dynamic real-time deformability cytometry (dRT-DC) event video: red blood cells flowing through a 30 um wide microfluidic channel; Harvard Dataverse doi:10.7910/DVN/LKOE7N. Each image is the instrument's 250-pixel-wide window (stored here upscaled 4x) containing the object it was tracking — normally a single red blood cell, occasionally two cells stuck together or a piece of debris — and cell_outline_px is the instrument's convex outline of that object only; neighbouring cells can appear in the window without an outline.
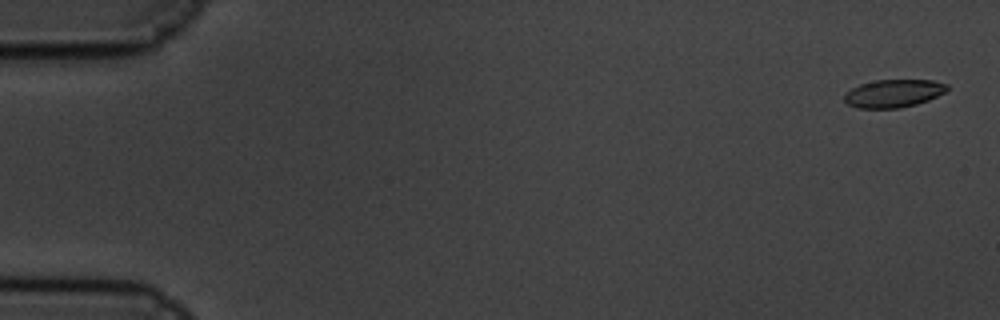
{"species": "common noctule bat (a hibernating species)", "species_latin": "Nyctalus noctula", "temperature_condition": "cold", "stored_images_in_passage": 61, "camera_frame_rate_fps": 3000, "um_per_image_px": 0.085, "animal": {"sex": "male", "body_mass_g": 19.5, "forearm_length_mm": 54.6}, "frame": {"image": 1, "passage_image": 2, "time_ms": 0.333, "image_size_px": [1000, 320], "cell_outline_px": [[948, 88], [944, 92], [928, 100], [916, 104], [900, 108], [856, 108], [848, 104], [844, 100], [844, 92], [860, 84], [876, 80], [932, 80], [948, 84]], "centroid_in_image_um": [75.92, 7.94], "position_along_channel_um": 9.1, "area_um2": 16.7}}
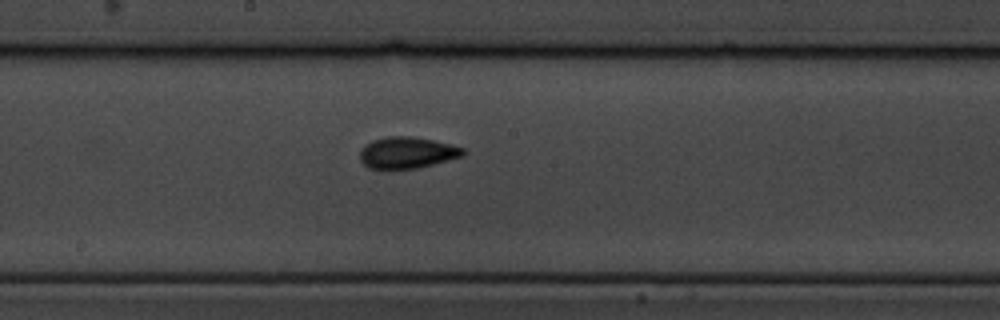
{"frame": {"image": 2, "passage_image": 33, "time_ms": 10.667, "image_size_px": [1000, 320], "cell_outline_px": [[464, 156], [416, 168], [368, 168], [360, 160], [360, 148], [364, 144], [372, 140], [388, 136], [412, 136], [452, 144], [464, 148]], "centroid_in_image_um": [34.58, 12.96], "position_along_channel_um": 213.6, "area_um2": 18.84}}
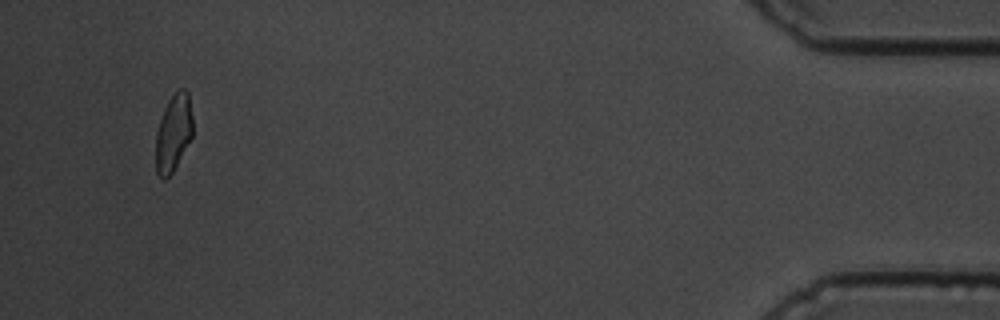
{"frame": {"image": 3, "passage_image": 58, "time_ms": 19.0, "image_size_px": [1000, 320], "cell_outline_px": [[192, 136], [172, 172], [164, 180], [156, 172], [156, 132], [164, 108], [168, 100], [180, 88], [184, 88], [188, 92], [192, 116]], "centroid_in_image_um": [14.73, 11.27], "position_along_channel_um": 420.5, "area_um2": 16.36}, "authors_computed_cell_mechanics": {"area_um2": 17.8602, "velocity_mm_per_s": 3.3489, "shape_relaxation_time_tau1_ms": 4.2548, "shape_relaxation_time_tau2_ms": 1.4164, "deformation_change_tau1": 0.137, "deformation_change_tau2": 0.0557}}